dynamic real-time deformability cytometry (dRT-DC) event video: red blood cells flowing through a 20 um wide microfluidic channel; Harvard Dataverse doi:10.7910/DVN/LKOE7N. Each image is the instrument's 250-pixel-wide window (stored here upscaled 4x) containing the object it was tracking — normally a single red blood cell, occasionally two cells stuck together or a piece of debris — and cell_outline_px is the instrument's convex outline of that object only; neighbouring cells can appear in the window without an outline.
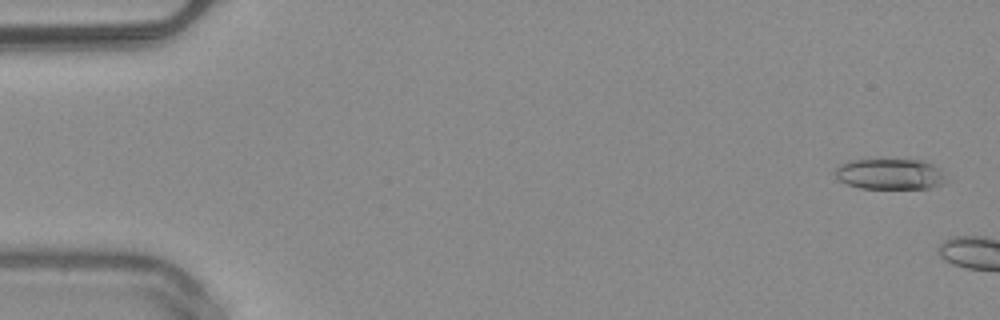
{"species": "common noctule bat (a hibernating species)", "species_latin": "Nyctalus noctula", "temperature_condition": "warm", "stored_images_in_passage": 5, "camera_frame_rate_fps": 3000, "um_per_image_px": 0.085, "animal": {"sex": "male", "body_mass_g": 20.4}, "frame": {"image": 1, "passage_image": 2, "time_ms": 0.333, "image_size_px": [1000, 320], "cell_outline_px": [[952, 180], [944, 184], [932, 188], [860, 188], [848, 184], [840, 180], [832, 172], [840, 164], [848, 160], [924, 160], [932, 164]], "centroid_in_image_um": [75.7, 14.8], "position_along_channel_um": 9.3, "area_um2": 20.11}}